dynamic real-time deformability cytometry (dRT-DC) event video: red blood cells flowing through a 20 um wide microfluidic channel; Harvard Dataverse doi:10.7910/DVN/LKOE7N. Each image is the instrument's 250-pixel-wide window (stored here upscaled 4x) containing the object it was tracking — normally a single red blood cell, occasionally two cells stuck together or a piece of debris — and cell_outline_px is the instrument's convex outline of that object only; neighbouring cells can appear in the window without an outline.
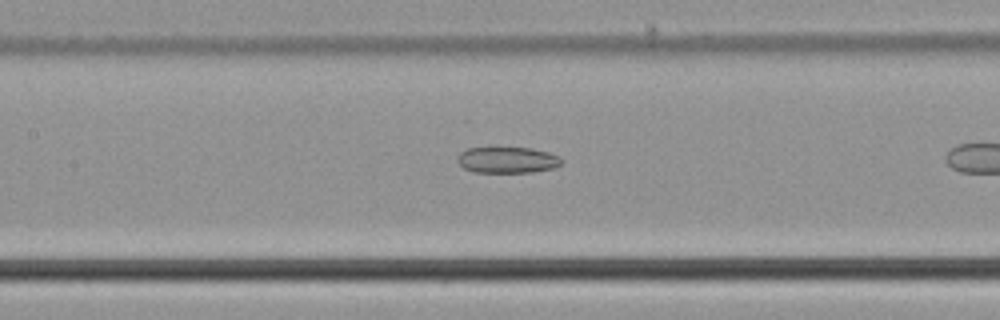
{"species": "common noctule bat (a hibernating species)", "species_latin": "Nyctalus noctula", "temperature_condition": "cold", "stored_images_in_passage": 22, "camera_frame_rate_fps": 3000, "um_per_image_px": 0.085, "animal": {"sex": "male", "body_mass_g": 21.5, "forearm_length_mm": 52.0}, "frame": {"image": 1, "passage_image": 10, "time_ms": 3.0, "image_size_px": [1000, 320], "cell_outline_px": [[564, 160], [556, 168], [532, 172], [476, 172], [464, 168], [456, 160], [460, 152], [468, 148], [532, 148], [548, 152], [560, 156]], "centroid_in_image_um": [43.17, 13.6], "position_along_channel_um": 164.2, "area_um2": 15.9}}
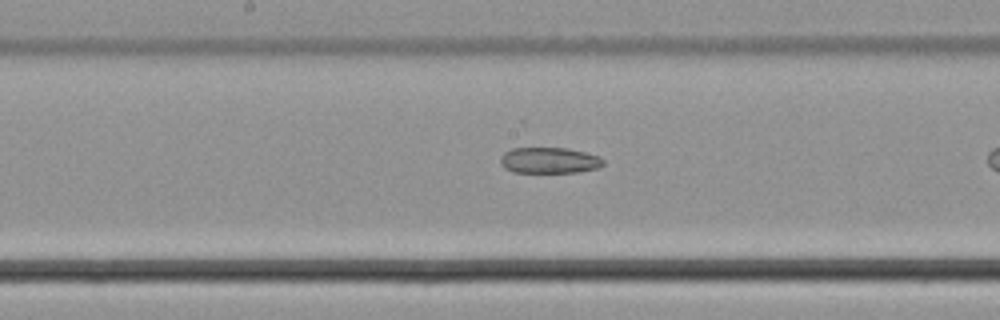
{"frame": {"image": 2, "passage_image": 13, "time_ms": 4.0, "image_size_px": [1000, 320], "cell_outline_px": [[604, 164], [596, 168], [576, 172], [512, 172], [504, 168], [500, 164], [500, 156], [504, 152], [512, 148], [568, 148], [600, 156], [604, 160]], "centroid_in_image_um": [46.65, 13.62], "position_along_channel_um": 201.5, "area_um2": 15.61}}
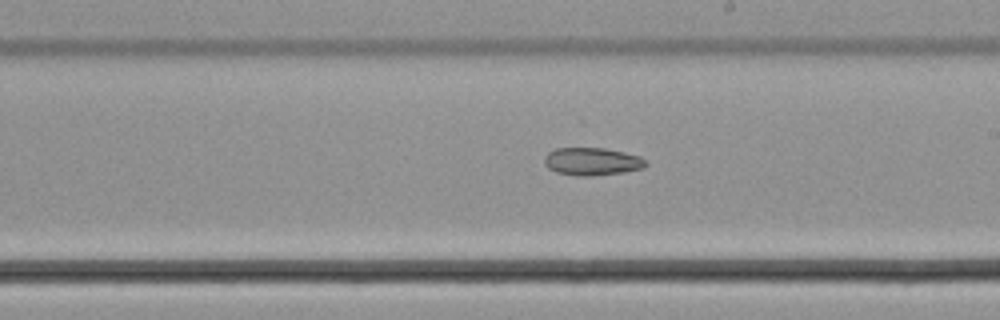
{"frame": {"image": 3, "passage_image": 16, "time_ms": 5.0, "image_size_px": [1000, 320], "cell_outline_px": [[648, 164], [644, 168], [624, 172], [592, 176], [580, 176], [556, 172], [548, 168], [544, 164], [544, 156], [548, 152], [556, 148], [604, 148], [624, 152], [640, 156]], "centroid_in_image_um": [50.32, 13.73], "position_along_channel_um": 238.7, "area_um2": 16.47}}